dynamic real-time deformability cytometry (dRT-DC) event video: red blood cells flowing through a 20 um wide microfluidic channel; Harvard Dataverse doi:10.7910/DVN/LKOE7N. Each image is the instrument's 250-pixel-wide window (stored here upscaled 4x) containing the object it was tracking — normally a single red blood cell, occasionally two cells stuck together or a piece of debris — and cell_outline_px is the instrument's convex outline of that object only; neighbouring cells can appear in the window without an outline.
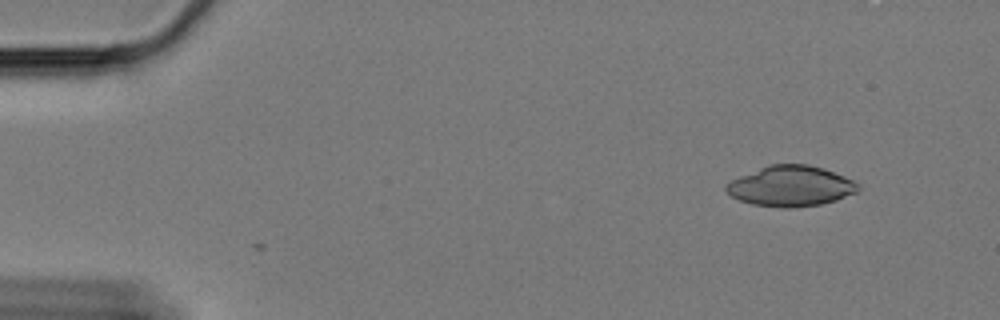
{"species": "Egyptian fruit bat (a non-hibernating species)", "species_latin": "Rousettus aegyptiacus", "temperature_condition": "cold", "stored_images_in_passage": 2, "camera_frame_rate_fps": 3000, "um_per_image_px": 0.085, "animal": {"sex": "female"}, "frame": {"image": 1, "passage_image": 1, "time_ms": 0.0, "image_size_px": [1000, 320], "cell_outline_px": [[860, 188], [856, 192], [836, 200], [820, 204], [788, 208], [784, 208], [752, 204], [740, 200], [732, 196], [724, 188], [724, 184], [740, 176], [768, 164], [808, 164], [844, 176], [860, 184]], "centroid_in_image_um": [67.2, 15.82], "position_along_channel_um": 17.8, "area_um2": 30.87}}